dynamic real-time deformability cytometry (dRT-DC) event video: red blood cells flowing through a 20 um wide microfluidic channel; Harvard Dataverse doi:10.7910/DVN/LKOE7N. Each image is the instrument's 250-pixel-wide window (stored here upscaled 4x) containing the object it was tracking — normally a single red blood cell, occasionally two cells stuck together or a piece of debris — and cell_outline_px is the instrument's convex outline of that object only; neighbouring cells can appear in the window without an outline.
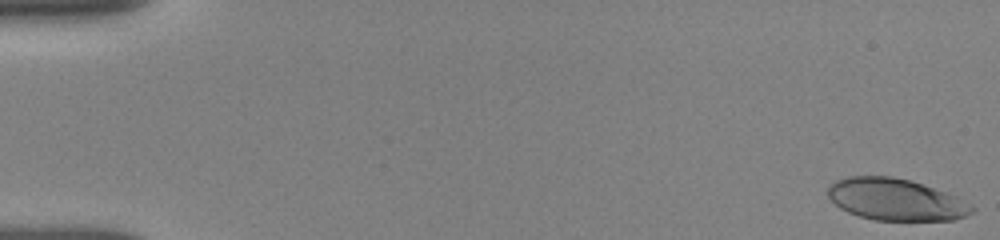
{"species": "human", "species_latin": "Homo sapiens", "temperature_condition": "room temperature", "stored_images_in_passage": 39, "camera_frame_rate_fps": 3000, "um_per_image_px": 0.085, "donor": {"sex": "female"}, "frame": {"image": 1, "passage_image": 1, "time_ms": 0.0, "image_size_px": [1000, 240], "cell_outline_px": [[976, 208], [972, 212], [964, 216], [952, 220], [876, 220], [860, 216], [848, 212], [840, 208], [828, 196], [828, 188], [836, 180], [848, 176], [892, 176], [908, 180], [956, 196], [972, 204]], "centroid_in_image_um": [76.13, 16.96], "position_along_channel_um": 8.9, "area_um2": 34.68}}
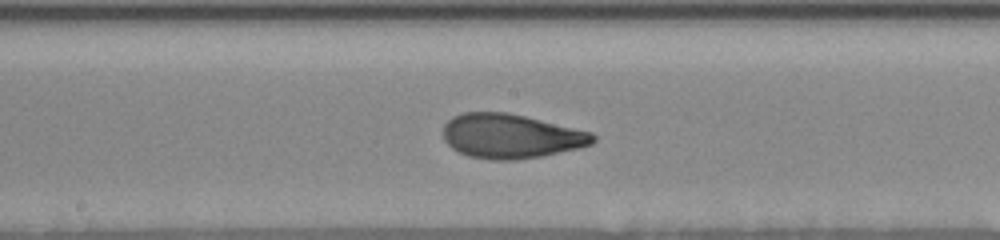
{"frame": {"image": 2, "passage_image": 22, "time_ms": 9.0, "image_size_px": [1000, 240], "cell_outline_px": [[596, 140], [592, 144], [580, 148], [540, 156], [512, 160], [496, 160], [468, 156], [452, 148], [444, 140], [444, 124], [452, 116], [464, 112], [508, 112], [592, 132], [596, 136]], "centroid_in_image_um": [43.43, 11.56], "position_along_channel_um": 204.8, "area_um2": 38.67}}
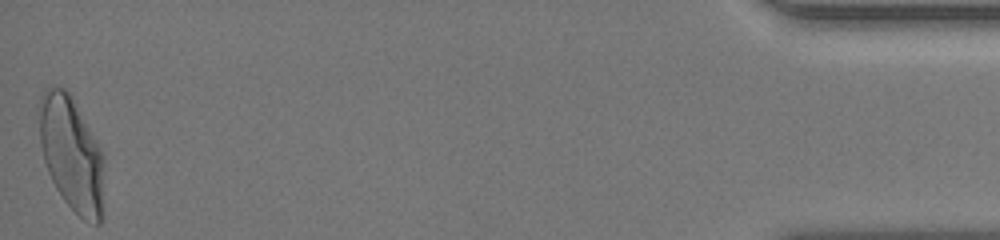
{"frame": {"image": 3, "passage_image": 39, "time_ms": 17.0, "image_size_px": [1000, 240], "cell_outline_px": [[104, 216], [100, 224], [96, 224], [84, 220], [64, 200], [56, 188], [48, 172], [44, 160], [40, 144], [40, 96], [48, 88], [64, 88], [68, 92], [96, 140], [104, 156]], "centroid_in_image_um": [6.13, 13.18], "position_along_channel_um": 429.1, "area_um2": 43.12}, "authors_computed_cell_mechanics": {"area_um2": 38.0324, "velocity_mm_per_s": 3.8582, "shape_relaxation_time_tau1_ms": 3.0638, "shape_relaxation_time_tau2_ms": 0.7632, "deformation_change_tau1": 0.1538, "deformation_change_tau2": 0.0582}}